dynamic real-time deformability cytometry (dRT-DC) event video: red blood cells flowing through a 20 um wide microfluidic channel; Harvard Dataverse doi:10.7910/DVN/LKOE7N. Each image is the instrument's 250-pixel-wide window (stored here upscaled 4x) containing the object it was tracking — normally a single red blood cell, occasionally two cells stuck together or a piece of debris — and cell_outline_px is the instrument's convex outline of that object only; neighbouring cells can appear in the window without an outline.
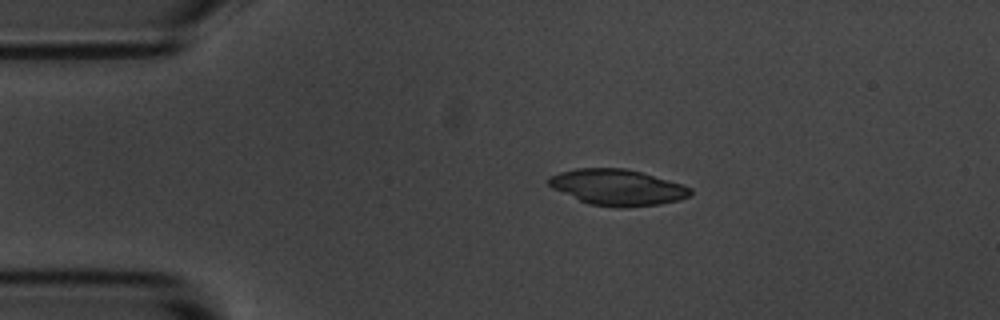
{"species": "common noctule bat (a hibernating species)", "species_latin": "Nyctalus noctula", "temperature_condition": "room temperature", "stored_images_in_passage": 5, "camera_frame_rate_fps": 3000, "um_per_image_px": 0.085, "animal": {"sex": "male", "body_mass_g": 20.1, "forearm_length_mm": 53.5}, "frame": {"image": 1, "passage_image": 2, "time_ms": 0.333, "image_size_px": [1000, 320], "cell_outline_px": [[692, 192], [688, 196], [680, 200], [660, 204], [624, 208], [620, 208], [588, 204], [552, 188], [548, 184], [548, 176], [560, 172], [576, 168], [624, 168], [640, 172], [684, 184], [692, 188]], "centroid_in_image_um": [52.48, 15.93], "position_along_channel_um": 32.5, "area_um2": 29.82}}